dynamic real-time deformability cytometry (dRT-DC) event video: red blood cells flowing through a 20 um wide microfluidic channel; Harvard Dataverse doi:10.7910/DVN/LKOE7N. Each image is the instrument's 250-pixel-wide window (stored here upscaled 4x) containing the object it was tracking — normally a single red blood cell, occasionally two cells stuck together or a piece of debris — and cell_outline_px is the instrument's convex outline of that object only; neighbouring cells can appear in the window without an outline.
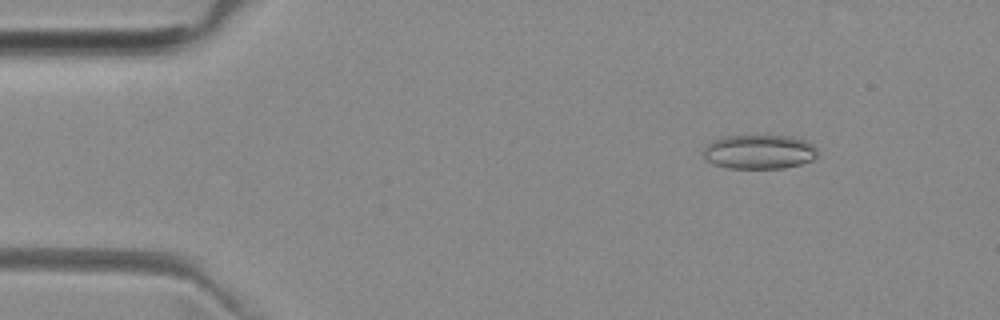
{"species": "common noctule bat (a hibernating species)", "species_latin": "Nyctalus noctula", "temperature_condition": "room temperature", "stored_images_in_passage": 52, "camera_frame_rate_fps": 3000, "um_per_image_px": 0.085, "animal": {"sex": "female", "body_mass_g": 29.2, "forearm_length_mm": 56.3}, "frame": {"image": 1, "passage_image": 7, "time_ms": 2.0, "image_size_px": [1000, 320], "cell_outline_px": [[820, 156], [812, 160], [800, 164], [784, 168], [728, 168], [716, 164], [708, 160], [704, 156], [704, 148], [712, 140], [720, 136], [792, 136], [804, 140], [812, 144], [816, 148]], "centroid_in_image_um": [64.57, 12.9], "position_along_channel_um": 20.4, "area_um2": 22.83}}
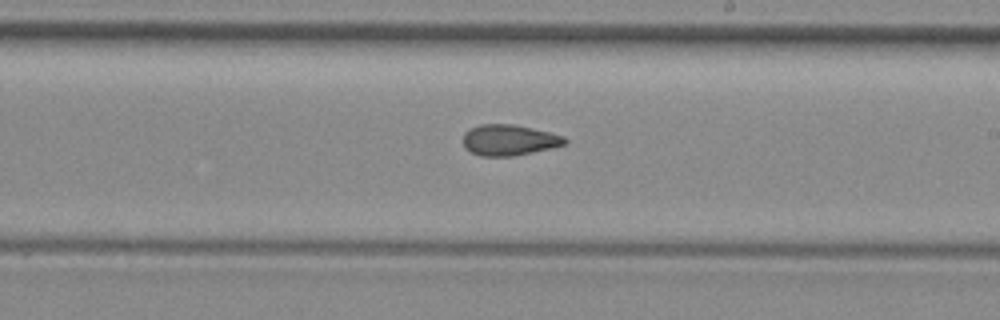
{"frame": {"image": 2, "passage_image": 30, "time_ms": 9.667, "image_size_px": [1000, 320], "cell_outline_px": [[568, 140], [564, 144], [552, 148], [512, 156], [480, 156], [464, 148], [464, 132], [468, 128], [480, 124], [512, 124], [532, 128], [564, 136]], "centroid_in_image_um": [43.24, 11.9], "position_along_channel_um": 245.8, "area_um2": 18.26}}
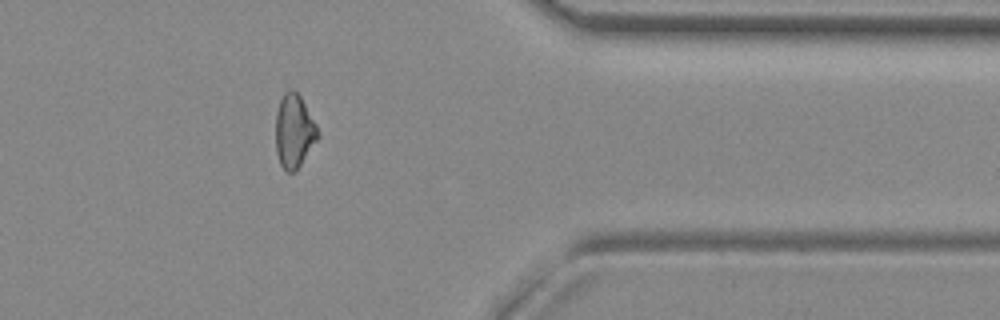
{"frame": {"image": 3, "passage_image": 42, "time_ms": 13.667, "image_size_px": [1000, 320], "cell_outline_px": [[320, 136], [300, 164], [292, 172], [288, 172], [280, 164], [276, 152], [276, 112], [280, 100], [284, 92], [288, 88], [292, 88], [300, 96], [316, 124]], "centroid_in_image_um": [24.99, 11.1], "position_along_channel_um": 386.4, "area_um2": 17.86}, "authors_computed_cell_mechanics": {"area_um2": 18.785, "velocity_mm_per_s": 4.0057, "shape_relaxation_time_tau1_ms": null, "shape_relaxation_time_tau2_ms": 2.9415, "deformation_change_tau1": null, "deformation_change_tau2": 0.0977}}